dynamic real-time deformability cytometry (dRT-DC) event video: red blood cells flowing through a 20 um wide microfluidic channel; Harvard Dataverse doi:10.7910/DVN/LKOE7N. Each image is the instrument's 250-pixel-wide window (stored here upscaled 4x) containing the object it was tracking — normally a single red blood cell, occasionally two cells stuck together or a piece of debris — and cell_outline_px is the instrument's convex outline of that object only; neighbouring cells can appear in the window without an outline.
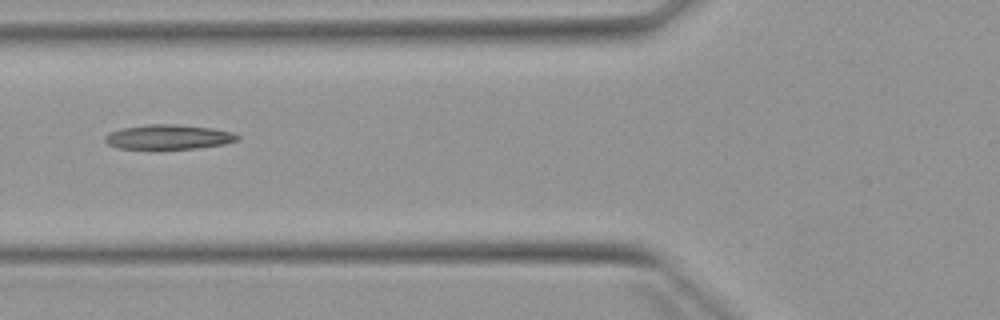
{"species": "Egyptian fruit bat (a non-hibernating species)", "species_latin": "Rousettus aegyptiacus", "temperature_condition": "warm", "stored_images_in_passage": 6, "camera_frame_rate_fps": 3000, "um_per_image_px": 0.085, "animal": {"sex": "female"}, "frame": {"image": 1, "passage_image": 6, "time_ms": 6.0, "image_size_px": [1000, 320], "cell_outline_px": [[240, 140], [224, 144], [196, 148], [116, 148], [108, 144], [104, 140], [104, 136], [108, 132], [124, 128], [148, 124], [180, 124], [212, 128], [232, 132], [240, 136]], "centroid_in_image_um": [14.34, 11.63], "position_along_channel_um": 111.5, "area_um2": 18.96}}